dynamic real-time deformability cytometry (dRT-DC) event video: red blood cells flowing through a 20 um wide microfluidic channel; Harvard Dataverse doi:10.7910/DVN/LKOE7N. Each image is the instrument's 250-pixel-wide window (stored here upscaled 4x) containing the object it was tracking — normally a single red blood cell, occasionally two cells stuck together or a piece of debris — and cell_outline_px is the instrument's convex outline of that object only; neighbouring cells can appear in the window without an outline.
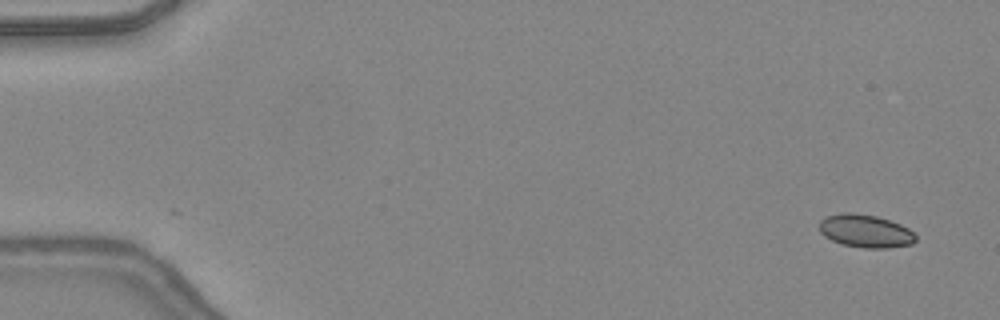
{"species": "common noctule bat (a hibernating species)", "species_latin": "Nyctalus noctula", "temperature_condition": "warm", "stored_images_in_passage": 47, "camera_frame_rate_fps": 3000, "um_per_image_px": 0.085, "animal": {"sex": "female", "body_mass_g": 24.6, "forearm_length_mm": 56.2}, "frame": {"image": 1, "passage_image": 1, "time_ms": 0.0, "image_size_px": [1000, 320], "cell_outline_px": [[916, 240], [912, 244], [888, 248], [864, 248], [844, 244], [832, 240], [824, 236], [820, 232], [820, 220], [828, 216], [844, 212], [852, 212], [876, 216], [900, 224], [908, 228], [916, 236]], "centroid_in_image_um": [73.57, 19.64], "position_along_channel_um": 11.4, "area_um2": 18.38}}
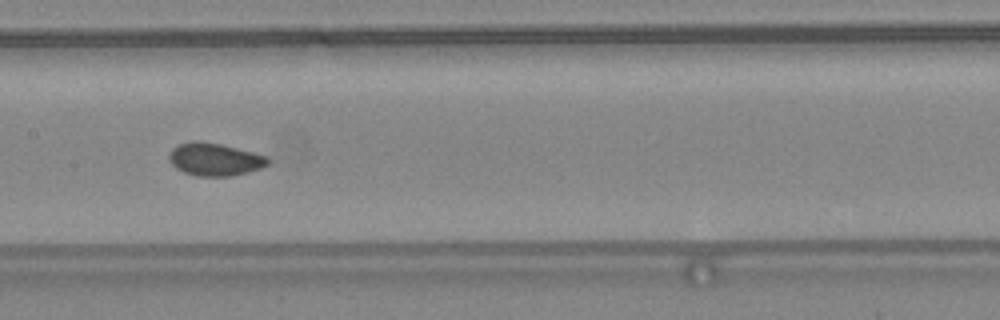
{"frame": {"image": 2, "passage_image": 23, "time_ms": 7.333, "image_size_px": [1000, 320], "cell_outline_px": [[268, 164], [260, 168], [248, 172], [228, 176], [196, 176], [184, 172], [176, 168], [168, 160], [168, 156], [172, 148], [180, 144], [220, 144], [268, 156]], "centroid_in_image_um": [18.27, 13.59], "position_along_channel_um": 189.1, "area_um2": 18.09}}
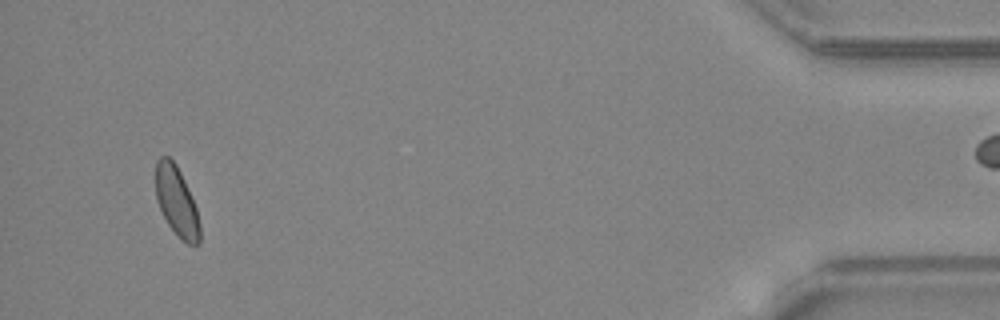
{"frame": {"image": 3, "passage_image": 44, "time_ms": 14.333, "image_size_px": [1000, 320], "cell_outline_px": [[200, 244], [188, 244], [168, 224], [156, 200], [156, 160], [160, 156], [168, 156], [176, 164], [180, 172], [196, 208], [200, 224]], "centroid_in_image_um": [15.0, 17.09], "position_along_channel_um": 420.2, "area_um2": 17.46}}